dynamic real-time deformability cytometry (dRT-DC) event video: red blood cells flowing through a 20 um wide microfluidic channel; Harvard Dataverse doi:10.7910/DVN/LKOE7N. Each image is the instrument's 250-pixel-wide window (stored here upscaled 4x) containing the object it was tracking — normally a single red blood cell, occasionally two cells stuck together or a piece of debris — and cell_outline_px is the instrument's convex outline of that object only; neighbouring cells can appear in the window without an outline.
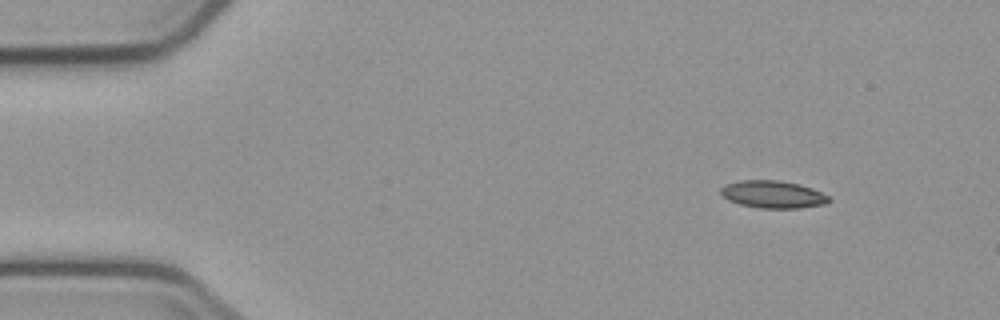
{"species": "common noctule bat (a hibernating species)", "species_latin": "Nyctalus noctula", "temperature_condition": "cold", "stored_images_in_passage": 4, "camera_frame_rate_fps": 3000, "um_per_image_px": 0.085, "animal": {"sex": "male", "body_mass_g": 23.1, "forearm_length_mm": 52.7}, "frame": {"image": 1, "passage_image": 1, "time_ms": 0.0, "image_size_px": [1000, 320], "cell_outline_px": [[832, 200], [824, 204], [800, 208], [760, 208], [740, 204], [728, 200], [720, 192], [720, 188], [724, 184], [740, 180], [780, 180], [800, 184], [812, 188], [832, 196]], "centroid_in_image_um": [65.73, 16.51], "position_along_channel_um": 19.3, "area_um2": 17.51}}
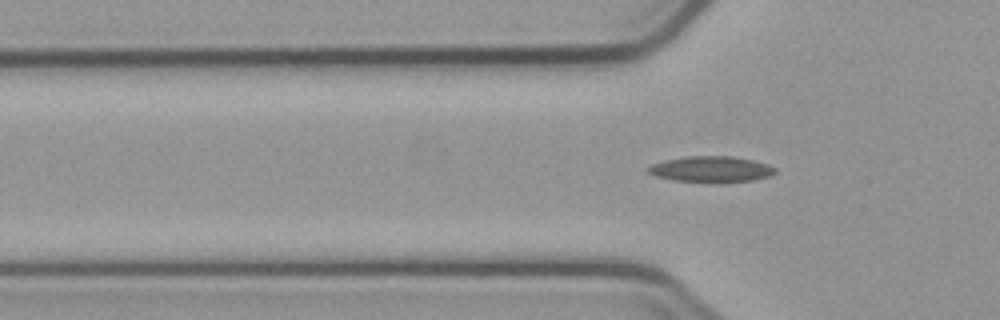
{"frame": {"image": 2, "passage_image": 4, "time_ms": 3.667, "image_size_px": [1000, 320], "cell_outline_px": [[776, 172], [768, 176], [752, 180], [720, 184], [672, 180], [656, 176], [648, 172], [648, 168], [652, 164], [664, 160], [688, 156], [732, 156], [752, 160], [768, 164], [776, 168]], "centroid_in_image_um": [60.45, 14.4], "position_along_channel_um": 65.3, "area_um2": 19.48}}